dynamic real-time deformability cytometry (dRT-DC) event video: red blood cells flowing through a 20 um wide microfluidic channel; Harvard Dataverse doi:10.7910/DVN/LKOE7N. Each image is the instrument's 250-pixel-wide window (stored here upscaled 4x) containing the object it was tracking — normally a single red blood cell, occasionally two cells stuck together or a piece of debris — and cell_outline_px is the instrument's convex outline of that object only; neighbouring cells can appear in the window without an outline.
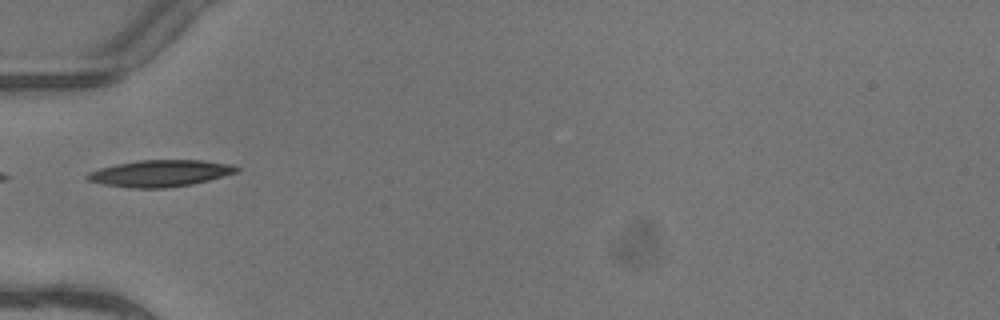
{"species": "common noctule bat (a hibernating species)", "species_latin": "Nyctalus noctula", "temperature_condition": "warm", "stored_images_in_passage": 5, "camera_frame_rate_fps": 3000, "um_per_image_px": 0.085, "animal": {"sex": "female"}, "frame": {"image": 1, "passage_image": 5, "time_ms": 1.333, "image_size_px": [1000, 320], "cell_outline_px": [[240, 172], [192, 184], [164, 188], [128, 188], [104, 184], [88, 180], [84, 176], [88, 172], [100, 168], [116, 164], [140, 160], [204, 160], [236, 164], [240, 168]], "centroid_in_image_um": [13.67, 14.72], "position_along_channel_um": 71.3, "area_um2": 23.41}}